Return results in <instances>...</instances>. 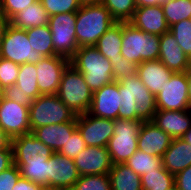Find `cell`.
<instances>
[{"label": "cell", "mask_w": 191, "mask_h": 190, "mask_svg": "<svg viewBox=\"0 0 191 190\" xmlns=\"http://www.w3.org/2000/svg\"><path fill=\"white\" fill-rule=\"evenodd\" d=\"M119 82V119L152 121L157 111L156 96L143 84L137 74Z\"/></svg>", "instance_id": "6da1fadb"}, {"label": "cell", "mask_w": 191, "mask_h": 190, "mask_svg": "<svg viewBox=\"0 0 191 190\" xmlns=\"http://www.w3.org/2000/svg\"><path fill=\"white\" fill-rule=\"evenodd\" d=\"M116 22L101 2L82 3L76 12L78 46H95L98 39Z\"/></svg>", "instance_id": "7a4b0ae2"}, {"label": "cell", "mask_w": 191, "mask_h": 190, "mask_svg": "<svg viewBox=\"0 0 191 190\" xmlns=\"http://www.w3.org/2000/svg\"><path fill=\"white\" fill-rule=\"evenodd\" d=\"M70 64L82 73L92 92L115 81L110 60L100 54L95 46L79 47Z\"/></svg>", "instance_id": "3957f363"}, {"label": "cell", "mask_w": 191, "mask_h": 190, "mask_svg": "<svg viewBox=\"0 0 191 190\" xmlns=\"http://www.w3.org/2000/svg\"><path fill=\"white\" fill-rule=\"evenodd\" d=\"M160 35L148 34L135 28L129 22H123L121 55L137 66L143 61L158 60Z\"/></svg>", "instance_id": "277c9868"}, {"label": "cell", "mask_w": 191, "mask_h": 190, "mask_svg": "<svg viewBox=\"0 0 191 190\" xmlns=\"http://www.w3.org/2000/svg\"><path fill=\"white\" fill-rule=\"evenodd\" d=\"M56 95L77 116L88 112L93 92L85 82L82 73L69 64L63 72Z\"/></svg>", "instance_id": "5b68a950"}, {"label": "cell", "mask_w": 191, "mask_h": 190, "mask_svg": "<svg viewBox=\"0 0 191 190\" xmlns=\"http://www.w3.org/2000/svg\"><path fill=\"white\" fill-rule=\"evenodd\" d=\"M31 132L44 125L77 122L73 113L57 95H40L29 106Z\"/></svg>", "instance_id": "8992f818"}, {"label": "cell", "mask_w": 191, "mask_h": 190, "mask_svg": "<svg viewBox=\"0 0 191 190\" xmlns=\"http://www.w3.org/2000/svg\"><path fill=\"white\" fill-rule=\"evenodd\" d=\"M143 121L115 119L107 149L112 164L126 162L138 150V132Z\"/></svg>", "instance_id": "52a82bcc"}, {"label": "cell", "mask_w": 191, "mask_h": 190, "mask_svg": "<svg viewBox=\"0 0 191 190\" xmlns=\"http://www.w3.org/2000/svg\"><path fill=\"white\" fill-rule=\"evenodd\" d=\"M48 25L55 53L70 60L79 48L76 41V12L52 15Z\"/></svg>", "instance_id": "ba28073f"}, {"label": "cell", "mask_w": 191, "mask_h": 190, "mask_svg": "<svg viewBox=\"0 0 191 190\" xmlns=\"http://www.w3.org/2000/svg\"><path fill=\"white\" fill-rule=\"evenodd\" d=\"M0 57L19 65L36 64L43 56L33 50L28 40L26 30L8 25L0 46Z\"/></svg>", "instance_id": "9c48e42d"}, {"label": "cell", "mask_w": 191, "mask_h": 190, "mask_svg": "<svg viewBox=\"0 0 191 190\" xmlns=\"http://www.w3.org/2000/svg\"><path fill=\"white\" fill-rule=\"evenodd\" d=\"M157 110L181 111L191 109L188 102L186 72L173 73L156 96Z\"/></svg>", "instance_id": "30bf717a"}, {"label": "cell", "mask_w": 191, "mask_h": 190, "mask_svg": "<svg viewBox=\"0 0 191 190\" xmlns=\"http://www.w3.org/2000/svg\"><path fill=\"white\" fill-rule=\"evenodd\" d=\"M15 165L45 164L54 151L37 139L31 132L12 139Z\"/></svg>", "instance_id": "8fae6325"}, {"label": "cell", "mask_w": 191, "mask_h": 190, "mask_svg": "<svg viewBox=\"0 0 191 190\" xmlns=\"http://www.w3.org/2000/svg\"><path fill=\"white\" fill-rule=\"evenodd\" d=\"M37 83L35 64H21L16 83L4 89V98L30 106L31 102L41 95Z\"/></svg>", "instance_id": "7c38bea8"}, {"label": "cell", "mask_w": 191, "mask_h": 190, "mask_svg": "<svg viewBox=\"0 0 191 190\" xmlns=\"http://www.w3.org/2000/svg\"><path fill=\"white\" fill-rule=\"evenodd\" d=\"M69 64V59L59 55L43 57L35 64L37 84L41 95L57 94L63 72Z\"/></svg>", "instance_id": "4fadbf2b"}, {"label": "cell", "mask_w": 191, "mask_h": 190, "mask_svg": "<svg viewBox=\"0 0 191 190\" xmlns=\"http://www.w3.org/2000/svg\"><path fill=\"white\" fill-rule=\"evenodd\" d=\"M76 125L87 146L107 147L114 132V120L88 113L77 115Z\"/></svg>", "instance_id": "5bb4252c"}, {"label": "cell", "mask_w": 191, "mask_h": 190, "mask_svg": "<svg viewBox=\"0 0 191 190\" xmlns=\"http://www.w3.org/2000/svg\"><path fill=\"white\" fill-rule=\"evenodd\" d=\"M0 127L11 139L30 133L29 106L3 98L0 103Z\"/></svg>", "instance_id": "9a60e30c"}, {"label": "cell", "mask_w": 191, "mask_h": 190, "mask_svg": "<svg viewBox=\"0 0 191 190\" xmlns=\"http://www.w3.org/2000/svg\"><path fill=\"white\" fill-rule=\"evenodd\" d=\"M48 186L55 190H71L80 178L73 159L55 152L48 159Z\"/></svg>", "instance_id": "2e32d148"}, {"label": "cell", "mask_w": 191, "mask_h": 190, "mask_svg": "<svg viewBox=\"0 0 191 190\" xmlns=\"http://www.w3.org/2000/svg\"><path fill=\"white\" fill-rule=\"evenodd\" d=\"M120 104L119 82L113 81L93 92L92 102L87 113L105 119H119Z\"/></svg>", "instance_id": "e0dca14e"}, {"label": "cell", "mask_w": 191, "mask_h": 190, "mask_svg": "<svg viewBox=\"0 0 191 190\" xmlns=\"http://www.w3.org/2000/svg\"><path fill=\"white\" fill-rule=\"evenodd\" d=\"M74 162L80 176L108 174L113 165L107 147L97 146H86Z\"/></svg>", "instance_id": "ac0fdd59"}, {"label": "cell", "mask_w": 191, "mask_h": 190, "mask_svg": "<svg viewBox=\"0 0 191 190\" xmlns=\"http://www.w3.org/2000/svg\"><path fill=\"white\" fill-rule=\"evenodd\" d=\"M172 138L152 121H143L138 132V150L162 157Z\"/></svg>", "instance_id": "d6986e66"}, {"label": "cell", "mask_w": 191, "mask_h": 190, "mask_svg": "<svg viewBox=\"0 0 191 190\" xmlns=\"http://www.w3.org/2000/svg\"><path fill=\"white\" fill-rule=\"evenodd\" d=\"M158 60L174 73L186 72L191 67V60L183 52L170 31H167L160 36V52Z\"/></svg>", "instance_id": "ffe728a7"}, {"label": "cell", "mask_w": 191, "mask_h": 190, "mask_svg": "<svg viewBox=\"0 0 191 190\" xmlns=\"http://www.w3.org/2000/svg\"><path fill=\"white\" fill-rule=\"evenodd\" d=\"M128 22L148 34L161 36L169 31L161 5L138 7Z\"/></svg>", "instance_id": "44dd1931"}, {"label": "cell", "mask_w": 191, "mask_h": 190, "mask_svg": "<svg viewBox=\"0 0 191 190\" xmlns=\"http://www.w3.org/2000/svg\"><path fill=\"white\" fill-rule=\"evenodd\" d=\"M152 122L172 139L181 138L191 127V109L181 111L157 110Z\"/></svg>", "instance_id": "7402d4cb"}, {"label": "cell", "mask_w": 191, "mask_h": 190, "mask_svg": "<svg viewBox=\"0 0 191 190\" xmlns=\"http://www.w3.org/2000/svg\"><path fill=\"white\" fill-rule=\"evenodd\" d=\"M173 73L160 60L143 61L136 71L144 86L155 96L162 91Z\"/></svg>", "instance_id": "603a6c76"}, {"label": "cell", "mask_w": 191, "mask_h": 190, "mask_svg": "<svg viewBox=\"0 0 191 190\" xmlns=\"http://www.w3.org/2000/svg\"><path fill=\"white\" fill-rule=\"evenodd\" d=\"M77 129L76 122H65L60 124L44 125L35 128L31 133L45 145L50 147L54 153L65 146L68 138Z\"/></svg>", "instance_id": "cb8c5ba5"}, {"label": "cell", "mask_w": 191, "mask_h": 190, "mask_svg": "<svg viewBox=\"0 0 191 190\" xmlns=\"http://www.w3.org/2000/svg\"><path fill=\"white\" fill-rule=\"evenodd\" d=\"M161 159L163 167L175 176L191 165V146L182 138H174Z\"/></svg>", "instance_id": "d4e9b609"}, {"label": "cell", "mask_w": 191, "mask_h": 190, "mask_svg": "<svg viewBox=\"0 0 191 190\" xmlns=\"http://www.w3.org/2000/svg\"><path fill=\"white\" fill-rule=\"evenodd\" d=\"M122 37L123 22H116L98 39L95 45L100 54L109 59L111 64L122 58Z\"/></svg>", "instance_id": "484cf974"}, {"label": "cell", "mask_w": 191, "mask_h": 190, "mask_svg": "<svg viewBox=\"0 0 191 190\" xmlns=\"http://www.w3.org/2000/svg\"><path fill=\"white\" fill-rule=\"evenodd\" d=\"M49 17L48 12L40 0H38L28 8L14 15L9 22L15 28L26 30L32 27L48 25Z\"/></svg>", "instance_id": "4316f807"}, {"label": "cell", "mask_w": 191, "mask_h": 190, "mask_svg": "<svg viewBox=\"0 0 191 190\" xmlns=\"http://www.w3.org/2000/svg\"><path fill=\"white\" fill-rule=\"evenodd\" d=\"M108 175L111 190H142L141 177L124 163L113 164Z\"/></svg>", "instance_id": "83f0119b"}, {"label": "cell", "mask_w": 191, "mask_h": 190, "mask_svg": "<svg viewBox=\"0 0 191 190\" xmlns=\"http://www.w3.org/2000/svg\"><path fill=\"white\" fill-rule=\"evenodd\" d=\"M26 33L33 50L43 57L57 55L53 49L52 33L49 25L26 29Z\"/></svg>", "instance_id": "f1b7e54d"}, {"label": "cell", "mask_w": 191, "mask_h": 190, "mask_svg": "<svg viewBox=\"0 0 191 190\" xmlns=\"http://www.w3.org/2000/svg\"><path fill=\"white\" fill-rule=\"evenodd\" d=\"M124 164L140 177L150 171H159L163 167L161 157L153 156L140 150H137Z\"/></svg>", "instance_id": "f546056e"}, {"label": "cell", "mask_w": 191, "mask_h": 190, "mask_svg": "<svg viewBox=\"0 0 191 190\" xmlns=\"http://www.w3.org/2000/svg\"><path fill=\"white\" fill-rule=\"evenodd\" d=\"M174 184V175L164 167L141 176L142 190H166Z\"/></svg>", "instance_id": "4dcf8cb0"}, {"label": "cell", "mask_w": 191, "mask_h": 190, "mask_svg": "<svg viewBox=\"0 0 191 190\" xmlns=\"http://www.w3.org/2000/svg\"><path fill=\"white\" fill-rule=\"evenodd\" d=\"M161 7L169 27L191 17V0H169Z\"/></svg>", "instance_id": "1f68e13d"}, {"label": "cell", "mask_w": 191, "mask_h": 190, "mask_svg": "<svg viewBox=\"0 0 191 190\" xmlns=\"http://www.w3.org/2000/svg\"><path fill=\"white\" fill-rule=\"evenodd\" d=\"M101 3L117 22H128L137 9L135 0H102Z\"/></svg>", "instance_id": "d6a6232c"}, {"label": "cell", "mask_w": 191, "mask_h": 190, "mask_svg": "<svg viewBox=\"0 0 191 190\" xmlns=\"http://www.w3.org/2000/svg\"><path fill=\"white\" fill-rule=\"evenodd\" d=\"M183 52L191 60V20L185 19L169 27Z\"/></svg>", "instance_id": "836d02e7"}, {"label": "cell", "mask_w": 191, "mask_h": 190, "mask_svg": "<svg viewBox=\"0 0 191 190\" xmlns=\"http://www.w3.org/2000/svg\"><path fill=\"white\" fill-rule=\"evenodd\" d=\"M71 190H111L109 175L80 176Z\"/></svg>", "instance_id": "e575fe53"}, {"label": "cell", "mask_w": 191, "mask_h": 190, "mask_svg": "<svg viewBox=\"0 0 191 190\" xmlns=\"http://www.w3.org/2000/svg\"><path fill=\"white\" fill-rule=\"evenodd\" d=\"M48 160L45 164L16 165L20 169L21 177L40 186H48Z\"/></svg>", "instance_id": "d590c367"}, {"label": "cell", "mask_w": 191, "mask_h": 190, "mask_svg": "<svg viewBox=\"0 0 191 190\" xmlns=\"http://www.w3.org/2000/svg\"><path fill=\"white\" fill-rule=\"evenodd\" d=\"M40 2L49 16L59 13L77 12L82 5L81 0H40Z\"/></svg>", "instance_id": "8d00e7d4"}, {"label": "cell", "mask_w": 191, "mask_h": 190, "mask_svg": "<svg viewBox=\"0 0 191 190\" xmlns=\"http://www.w3.org/2000/svg\"><path fill=\"white\" fill-rule=\"evenodd\" d=\"M20 65L0 57V84L5 89L16 83Z\"/></svg>", "instance_id": "74e56055"}, {"label": "cell", "mask_w": 191, "mask_h": 190, "mask_svg": "<svg viewBox=\"0 0 191 190\" xmlns=\"http://www.w3.org/2000/svg\"><path fill=\"white\" fill-rule=\"evenodd\" d=\"M86 143L83 140L81 132L78 128L72 133L71 137L68 138L65 146H63L58 153L67 156L70 159H75L77 155L86 148Z\"/></svg>", "instance_id": "f35d334b"}, {"label": "cell", "mask_w": 191, "mask_h": 190, "mask_svg": "<svg viewBox=\"0 0 191 190\" xmlns=\"http://www.w3.org/2000/svg\"><path fill=\"white\" fill-rule=\"evenodd\" d=\"M38 0H0V13L10 20L20 11L28 8L31 4Z\"/></svg>", "instance_id": "ab89813d"}, {"label": "cell", "mask_w": 191, "mask_h": 190, "mask_svg": "<svg viewBox=\"0 0 191 190\" xmlns=\"http://www.w3.org/2000/svg\"><path fill=\"white\" fill-rule=\"evenodd\" d=\"M112 70L115 81H120L136 74L137 65L122 56V58L117 59L115 63L112 64Z\"/></svg>", "instance_id": "60d3db41"}, {"label": "cell", "mask_w": 191, "mask_h": 190, "mask_svg": "<svg viewBox=\"0 0 191 190\" xmlns=\"http://www.w3.org/2000/svg\"><path fill=\"white\" fill-rule=\"evenodd\" d=\"M20 177V169L13 164L0 173V190H12Z\"/></svg>", "instance_id": "b9f144b4"}, {"label": "cell", "mask_w": 191, "mask_h": 190, "mask_svg": "<svg viewBox=\"0 0 191 190\" xmlns=\"http://www.w3.org/2000/svg\"><path fill=\"white\" fill-rule=\"evenodd\" d=\"M179 190H191V165L174 176Z\"/></svg>", "instance_id": "7bdbcfd3"}, {"label": "cell", "mask_w": 191, "mask_h": 190, "mask_svg": "<svg viewBox=\"0 0 191 190\" xmlns=\"http://www.w3.org/2000/svg\"><path fill=\"white\" fill-rule=\"evenodd\" d=\"M14 164L13 150H0V173Z\"/></svg>", "instance_id": "ee69618b"}, {"label": "cell", "mask_w": 191, "mask_h": 190, "mask_svg": "<svg viewBox=\"0 0 191 190\" xmlns=\"http://www.w3.org/2000/svg\"><path fill=\"white\" fill-rule=\"evenodd\" d=\"M41 186L29 181L26 178L20 177L17 184L12 190H38Z\"/></svg>", "instance_id": "f6af8a7d"}, {"label": "cell", "mask_w": 191, "mask_h": 190, "mask_svg": "<svg viewBox=\"0 0 191 190\" xmlns=\"http://www.w3.org/2000/svg\"><path fill=\"white\" fill-rule=\"evenodd\" d=\"M11 145L12 139L0 127V150H13Z\"/></svg>", "instance_id": "bcb514c9"}, {"label": "cell", "mask_w": 191, "mask_h": 190, "mask_svg": "<svg viewBox=\"0 0 191 190\" xmlns=\"http://www.w3.org/2000/svg\"><path fill=\"white\" fill-rule=\"evenodd\" d=\"M169 0H135L136 7L163 5Z\"/></svg>", "instance_id": "7dc6e473"}, {"label": "cell", "mask_w": 191, "mask_h": 190, "mask_svg": "<svg viewBox=\"0 0 191 190\" xmlns=\"http://www.w3.org/2000/svg\"><path fill=\"white\" fill-rule=\"evenodd\" d=\"M10 24L9 20H7L1 13H0V46L2 44V39L4 34L7 30L8 25Z\"/></svg>", "instance_id": "c3c4849f"}, {"label": "cell", "mask_w": 191, "mask_h": 190, "mask_svg": "<svg viewBox=\"0 0 191 190\" xmlns=\"http://www.w3.org/2000/svg\"><path fill=\"white\" fill-rule=\"evenodd\" d=\"M188 82V102L191 106V67L186 71Z\"/></svg>", "instance_id": "681fc988"}, {"label": "cell", "mask_w": 191, "mask_h": 190, "mask_svg": "<svg viewBox=\"0 0 191 190\" xmlns=\"http://www.w3.org/2000/svg\"><path fill=\"white\" fill-rule=\"evenodd\" d=\"M181 138L191 146V127Z\"/></svg>", "instance_id": "f907efd6"}, {"label": "cell", "mask_w": 191, "mask_h": 190, "mask_svg": "<svg viewBox=\"0 0 191 190\" xmlns=\"http://www.w3.org/2000/svg\"><path fill=\"white\" fill-rule=\"evenodd\" d=\"M4 98V88L2 87V85L0 84V103Z\"/></svg>", "instance_id": "816d5d0a"}, {"label": "cell", "mask_w": 191, "mask_h": 190, "mask_svg": "<svg viewBox=\"0 0 191 190\" xmlns=\"http://www.w3.org/2000/svg\"><path fill=\"white\" fill-rule=\"evenodd\" d=\"M102 0H81L82 3L101 2Z\"/></svg>", "instance_id": "f5cc1de1"}, {"label": "cell", "mask_w": 191, "mask_h": 190, "mask_svg": "<svg viewBox=\"0 0 191 190\" xmlns=\"http://www.w3.org/2000/svg\"><path fill=\"white\" fill-rule=\"evenodd\" d=\"M38 190H55L49 186H41Z\"/></svg>", "instance_id": "db71d44e"}, {"label": "cell", "mask_w": 191, "mask_h": 190, "mask_svg": "<svg viewBox=\"0 0 191 190\" xmlns=\"http://www.w3.org/2000/svg\"><path fill=\"white\" fill-rule=\"evenodd\" d=\"M166 190H179V189H178L177 186L174 184L172 187H170L169 189H166Z\"/></svg>", "instance_id": "11a10c76"}]
</instances>
